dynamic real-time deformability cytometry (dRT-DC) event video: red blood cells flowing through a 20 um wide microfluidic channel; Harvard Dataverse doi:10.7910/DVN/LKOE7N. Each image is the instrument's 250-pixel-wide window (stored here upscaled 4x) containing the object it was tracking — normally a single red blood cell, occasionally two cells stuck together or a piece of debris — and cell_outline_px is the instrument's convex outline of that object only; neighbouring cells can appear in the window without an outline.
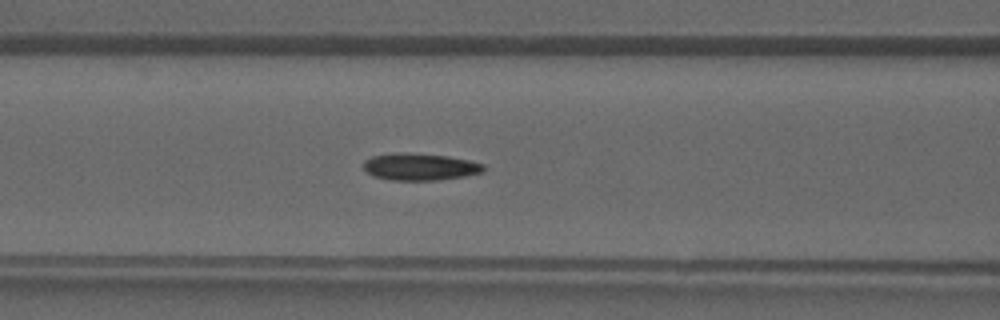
{"species": "common noctule bat (a hibernating species)", "species_latin": "Nyctalus noctula", "temperature_condition": "warm", "stored_images_in_passage": 30, "camera_frame_rate_fps": 3000, "um_per_image_px": 0.085, "animal": {"sex": "male", "forearm_length_mm": 52.5}, "frame": {"image": 1, "passage_image": 17, "time_ms": 5.333, "image_size_px": [1000, 320], "cell_outline_px": [[484, 172], [464, 176], [436, 180], [392, 180], [372, 176], [364, 168], [364, 160], [372, 156], [396, 152], [404, 152], [448, 156], [468, 160], [484, 164]], "centroid_in_image_um": [35.68, 14.17], "position_along_channel_um": 130.9, "area_um2": 18.9}}
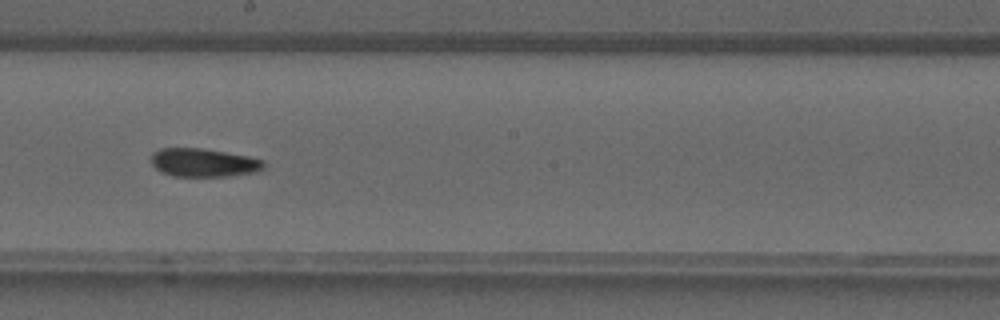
{"frame": {"image": 2, "passage_image": 23, "time_ms": 7.333, "image_size_px": [1000, 320], "cell_outline_px": [[264, 168], [256, 172], [228, 176], [172, 176], [160, 172], [152, 164], [152, 152], [160, 148], [200, 148], [248, 156], [264, 160]], "centroid_in_image_um": [17.29, 13.82], "position_along_channel_um": 230.9, "area_um2": 18.61}}
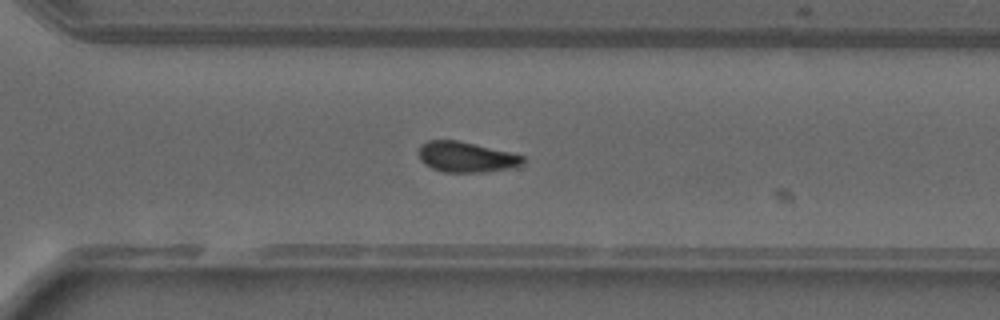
{"frame": {"image": 3, "passage_image": 29, "time_ms": 9.333, "image_size_px": [1000, 320], "cell_outline_px": [[524, 164], [512, 168], [484, 172], [444, 172], [432, 168], [424, 164], [420, 160], [416, 152], [420, 144], [428, 140], [456, 140], [512, 152], [524, 156]], "centroid_in_image_um": [39.6, 13.34], "position_along_channel_um": 331.0, "area_um2": 18.79}}